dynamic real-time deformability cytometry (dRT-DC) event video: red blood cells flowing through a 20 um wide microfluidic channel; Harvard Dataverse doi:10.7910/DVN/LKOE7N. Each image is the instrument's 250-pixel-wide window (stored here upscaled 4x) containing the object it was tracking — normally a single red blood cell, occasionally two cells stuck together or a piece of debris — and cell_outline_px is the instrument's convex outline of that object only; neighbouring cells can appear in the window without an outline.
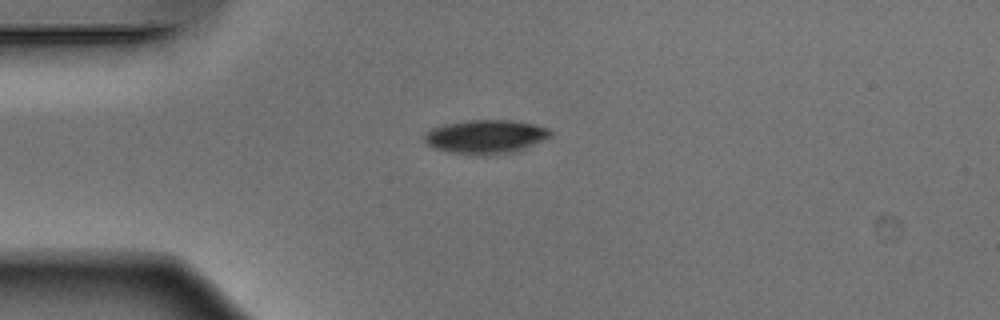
{"species": "Egyptian fruit bat (a non-hibernating species)", "species_latin": "Rousettus aegyptiacus", "temperature_condition": "warm", "stored_images_in_passage": 51, "camera_frame_rate_fps": 3000, "um_per_image_px": 0.085, "animal": {"sex": "male"}, "frame": {"image": 1, "passage_image": 12, "time_ms": 3.667, "image_size_px": [1000, 320], "cell_outline_px": [[552, 136], [520, 152], [488, 156], [484, 156], [448, 152], [432, 148], [424, 140], [424, 132], [432, 128], [444, 124], [468, 120], [508, 120], [532, 124], [548, 128], [552, 132]], "centroid_in_image_um": [41.29, 11.65], "position_along_channel_um": 43.7, "area_um2": 25.37}}
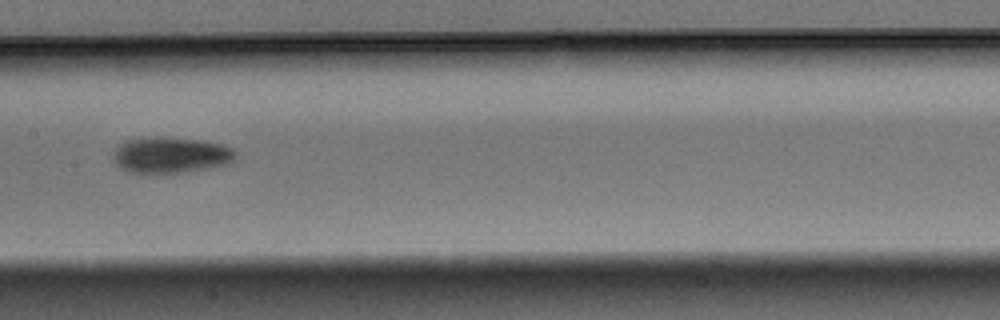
{"frame": {"image": 2, "passage_image": 25, "time_ms": 8.0, "image_size_px": [1000, 320], "cell_outline_px": [[236, 160], [232, 164], [184, 172], [132, 172], [120, 168], [116, 164], [116, 148], [120, 144], [128, 140], [152, 136], [168, 136], [224, 144], [232, 148], [236, 152]], "centroid_in_image_um": [14.61, 13.16], "position_along_channel_um": 192.8, "area_um2": 25.61}}
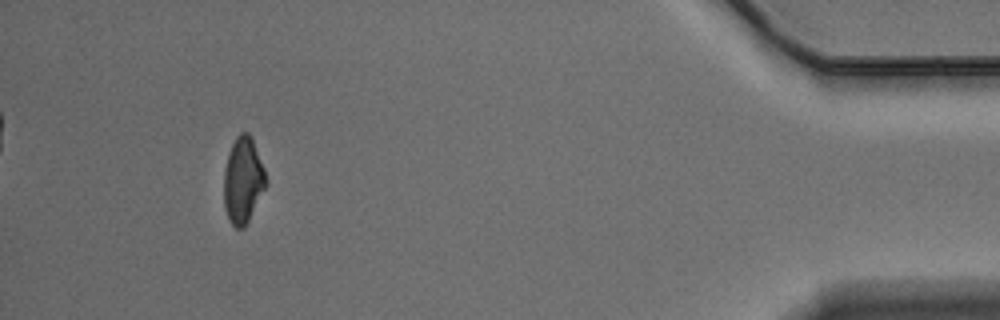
{"frame": {"image": 3, "passage_image": 47, "time_ms": 15.333, "image_size_px": [1000, 320], "cell_outline_px": [[268, 184], [244, 228], [236, 228], [228, 220], [224, 208], [224, 168], [228, 152], [236, 136], [240, 132], [248, 132], [252, 136], [264, 168], [268, 180]], "centroid_in_image_um": [20.66, 15.31], "position_along_channel_um": 414.5, "area_um2": 21.5}, "authors_computed_cell_mechanics": {"area_um2": 23.1778, "velocity_mm_per_s": 3.9051, "shape_relaxation_time_tau1_ms": 2.6103, "shape_relaxation_time_tau2_ms": null, "deformation_change_tau1": 0.1113, "deformation_change_tau2": null}}